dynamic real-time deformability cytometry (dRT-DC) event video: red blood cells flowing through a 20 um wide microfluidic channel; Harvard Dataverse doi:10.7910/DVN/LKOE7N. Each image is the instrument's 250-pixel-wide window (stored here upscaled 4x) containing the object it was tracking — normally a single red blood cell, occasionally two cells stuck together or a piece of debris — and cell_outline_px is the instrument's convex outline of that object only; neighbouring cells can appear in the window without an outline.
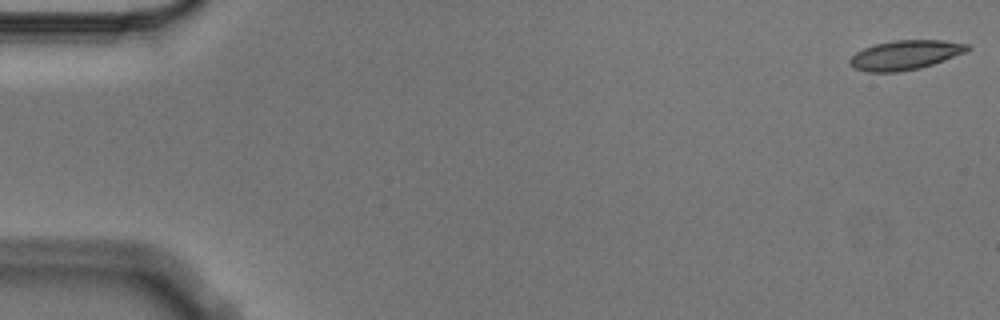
{"species": "Egyptian fruit bat (a non-hibernating species)", "species_latin": "Rousettus aegyptiacus", "temperature_condition": "cold", "stored_images_in_passage": 5, "camera_frame_rate_fps": 3000, "um_per_image_px": 0.085, "animal": {"sex": "male"}, "frame": {"image": 1, "passage_image": 1, "time_ms": 0.0, "image_size_px": [1000, 320], "cell_outline_px": [[972, 48], [968, 52], [920, 68], [896, 72], [868, 72], [856, 68], [848, 64], [848, 60], [856, 52], [864, 48], [876, 44], [896, 40], [944, 40], [968, 44]], "centroid_in_image_um": [76.97, 4.67], "position_along_channel_um": 8.0, "area_um2": 20.17}}
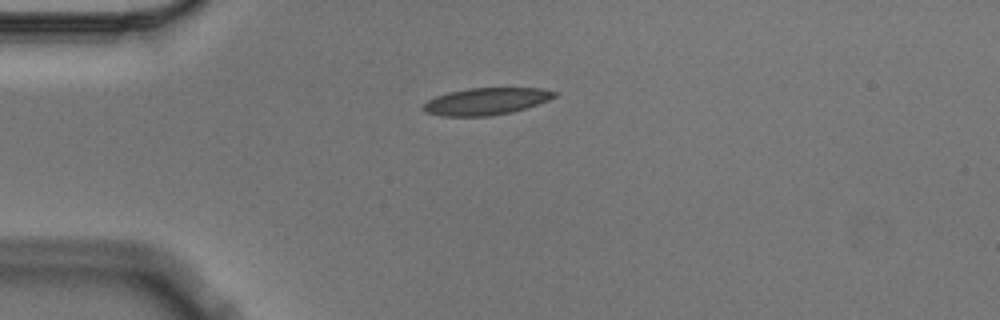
{"frame": {"image": 2, "passage_image": 4, "time_ms": 1.0, "image_size_px": [1000, 320], "cell_outline_px": [[556, 96], [548, 100], [512, 112], [488, 116], [440, 116], [424, 112], [420, 108], [428, 100], [436, 96], [448, 92], [468, 88], [540, 88], [556, 92]], "centroid_in_image_um": [41.26, 8.61], "position_along_channel_um": 43.7, "area_um2": 20.58}}